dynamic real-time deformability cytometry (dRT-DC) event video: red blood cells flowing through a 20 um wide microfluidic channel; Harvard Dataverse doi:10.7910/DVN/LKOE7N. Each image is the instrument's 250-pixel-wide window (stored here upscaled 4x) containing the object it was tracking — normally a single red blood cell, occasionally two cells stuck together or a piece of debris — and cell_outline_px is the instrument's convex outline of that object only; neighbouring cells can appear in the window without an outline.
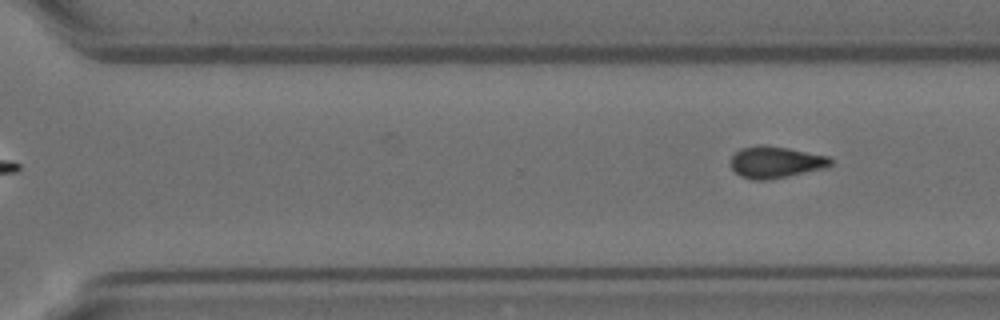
{"species": "Egyptian fruit bat (a non-hibernating species)", "species_latin": "Rousettus aegyptiacus", "temperature_condition": "room temperature", "stored_images_in_passage": 9, "segment_of_instrument_passage": [2, 2], "camera_frame_rate_fps": 3000, "um_per_image_px": 0.085, "animal": {"sex": "female"}, "frame": {"image": 1, "passage_image": 9, "time_ms": 10.667, "image_size_px": [1000, 320], "cell_outline_px": [[832, 164], [824, 168], [788, 176], [768, 180], [752, 180], [740, 176], [732, 168], [732, 156], [740, 148], [756, 144], [764, 144], [788, 148], [828, 156], [832, 160]], "centroid_in_image_um": [65.91, 13.77], "position_along_channel_um": 304.7, "area_um2": 18.44}}